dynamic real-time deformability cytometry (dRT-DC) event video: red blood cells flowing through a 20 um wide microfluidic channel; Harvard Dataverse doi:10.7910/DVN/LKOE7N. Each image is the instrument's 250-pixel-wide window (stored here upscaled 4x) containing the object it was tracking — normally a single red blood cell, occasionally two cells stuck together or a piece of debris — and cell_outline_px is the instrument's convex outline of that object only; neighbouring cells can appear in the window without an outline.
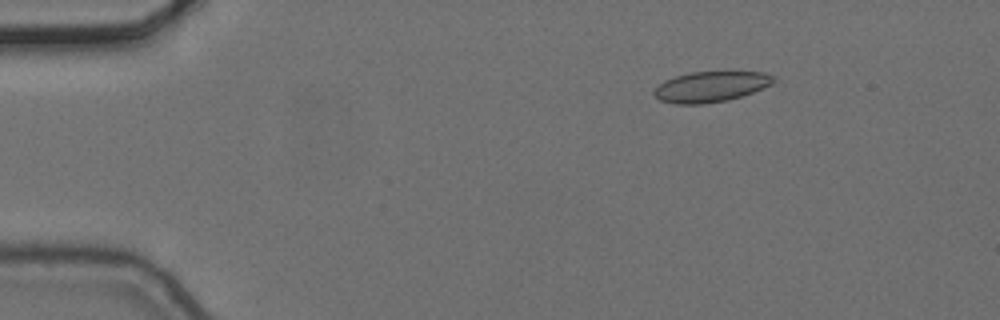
{"species": "common noctule bat (a hibernating species)", "species_latin": "Nyctalus noctula", "temperature_condition": "cold", "stored_images_in_passage": 3, "camera_frame_rate_fps": 3000, "um_per_image_px": 0.085, "animal": {"sex": "female", "body_mass_g": 24.6, "forearm_length_mm": 56.2}, "frame": {"image": 1, "passage_image": 1, "time_ms": 0.0, "image_size_px": [1000, 320], "cell_outline_px": [[776, 80], [772, 84], [752, 92], [728, 100], [704, 104], [676, 104], [660, 100], [652, 92], [664, 80], [688, 72], [764, 72], [776, 76]], "centroid_in_image_um": [60.43, 7.36], "position_along_channel_um": 24.6, "area_um2": 21.21}}